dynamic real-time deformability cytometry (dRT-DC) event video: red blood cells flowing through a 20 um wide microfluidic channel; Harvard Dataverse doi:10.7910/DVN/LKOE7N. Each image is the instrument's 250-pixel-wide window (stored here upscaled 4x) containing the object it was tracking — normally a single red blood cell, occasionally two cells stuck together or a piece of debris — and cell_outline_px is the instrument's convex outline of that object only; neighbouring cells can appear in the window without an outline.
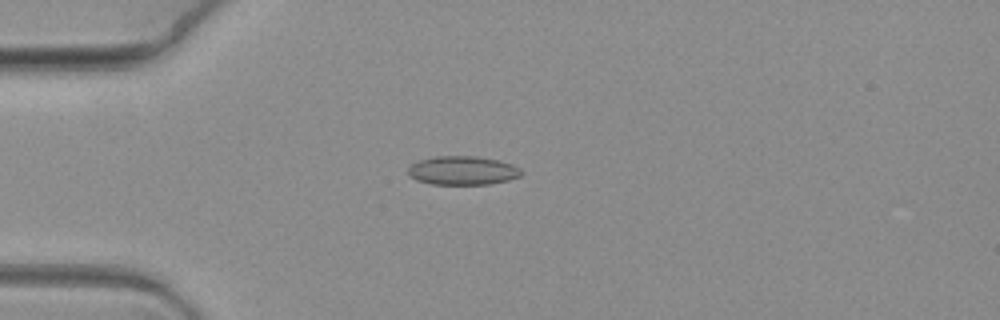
{"species": "common noctule bat (a hibernating species)", "species_latin": "Nyctalus noctula", "temperature_condition": "warm", "stored_images_in_passage": 6, "camera_frame_rate_fps": 3000, "um_per_image_px": 0.085, "animal": {"sex": "female", "body_mass_g": 19.3, "forearm_length_mm": 54.1}, "frame": {"image": 1, "passage_image": 4, "time_ms": 1.0, "image_size_px": [1000, 320], "cell_outline_px": [[524, 172], [520, 176], [508, 180], [488, 184], [432, 184], [416, 180], [408, 172], [408, 168], [412, 164], [420, 160], [432, 156], [476, 156], [496, 160], [512, 164], [520, 168]], "centroid_in_image_um": [39.34, 14.49], "position_along_channel_um": 45.7, "area_um2": 18.9}}
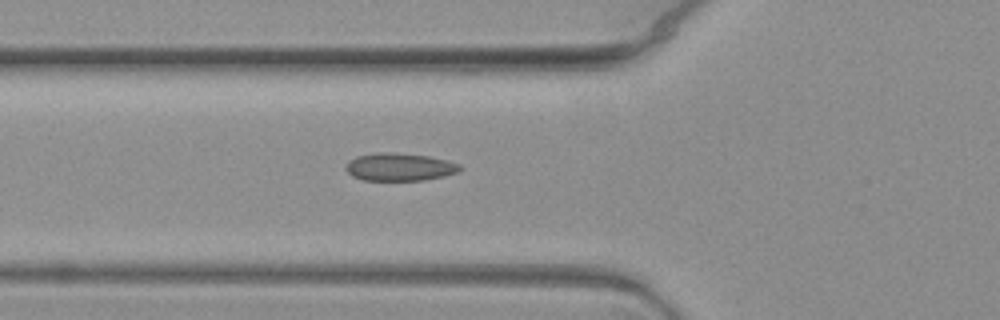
{"frame": {"image": 2, "passage_image": 6, "time_ms": 1.667, "image_size_px": [1000, 320], "cell_outline_px": [[464, 168], [460, 172], [444, 176], [424, 180], [364, 180], [352, 176], [344, 168], [348, 160], [356, 156], [376, 152], [388, 152], [428, 156], [448, 160], [460, 164]], "centroid_in_image_um": [33.98, 14.19], "position_along_channel_um": 91.8, "area_um2": 18.67}}